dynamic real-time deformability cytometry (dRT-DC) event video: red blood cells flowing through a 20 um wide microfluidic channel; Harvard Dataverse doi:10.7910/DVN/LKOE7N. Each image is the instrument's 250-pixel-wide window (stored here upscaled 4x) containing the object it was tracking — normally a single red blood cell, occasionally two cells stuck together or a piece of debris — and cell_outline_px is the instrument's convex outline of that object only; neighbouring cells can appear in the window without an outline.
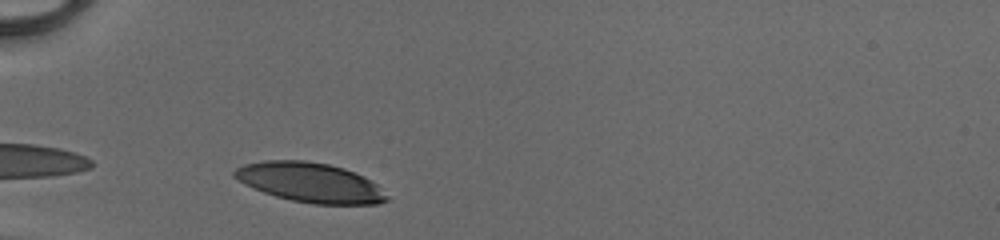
{"species": "human", "species_latin": "Homo sapiens", "temperature_condition": "cold", "stored_images_in_passage": 29, "camera_frame_rate_fps": 3000, "um_per_image_px": 0.085, "donor": {"sex": "male"}, "frame": {"image": 1, "passage_image": 3, "time_ms": 0.667, "image_size_px": [1000, 240], "cell_outline_px": [[388, 200], [376, 204], [312, 204], [292, 200], [276, 196], [264, 192], [244, 184], [232, 176], [232, 172], [236, 168], [244, 164], [264, 160], [304, 160], [328, 164], [344, 168], [364, 176], [376, 184], [388, 196]], "centroid_in_image_um": [26.34, 15.5], "position_along_channel_um": 58.7, "area_um2": 35.14}}
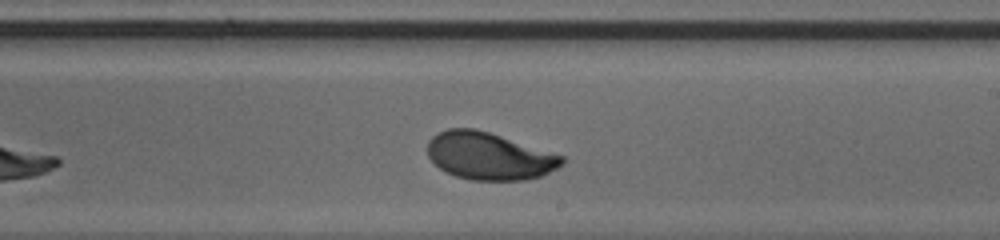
{"frame": {"image": 2, "passage_image": 18, "time_ms": 5.667, "image_size_px": [1000, 240], "cell_outline_px": [[564, 160], [556, 168], [540, 176], [524, 180], [472, 180], [456, 176], [440, 168], [428, 156], [428, 140], [436, 132], [448, 128], [476, 128], [564, 156]], "centroid_in_image_um": [41.53, 13.25], "position_along_channel_um": 247.5, "area_um2": 36.76}}
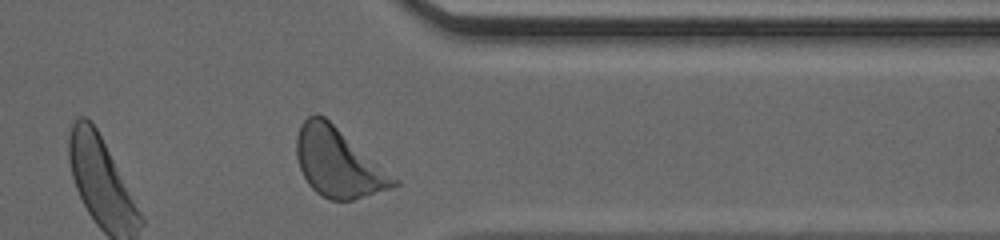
{"frame": {"image": 3, "passage_image": 28, "time_ms": 9.0, "image_size_px": [1000, 240], "cell_outline_px": [[400, 184], [392, 188], [352, 200], [328, 200], [316, 192], [308, 184], [300, 168], [296, 156], [296, 136], [300, 124], [308, 116], [316, 112], [324, 116], [400, 180]], "centroid_in_image_um": [28.74, 13.82], "position_along_channel_um": 382.7, "area_um2": 39.07}, "authors_computed_cell_mechanics": {"area_um2": 36.7608, "velocity_mm_per_s": 4.1053, "shape_relaxation_time_tau1_ms": 1.8149, "shape_relaxation_time_tau2_ms": null, "deformation_change_tau1": 0.1443, "deformation_change_tau2": null}}